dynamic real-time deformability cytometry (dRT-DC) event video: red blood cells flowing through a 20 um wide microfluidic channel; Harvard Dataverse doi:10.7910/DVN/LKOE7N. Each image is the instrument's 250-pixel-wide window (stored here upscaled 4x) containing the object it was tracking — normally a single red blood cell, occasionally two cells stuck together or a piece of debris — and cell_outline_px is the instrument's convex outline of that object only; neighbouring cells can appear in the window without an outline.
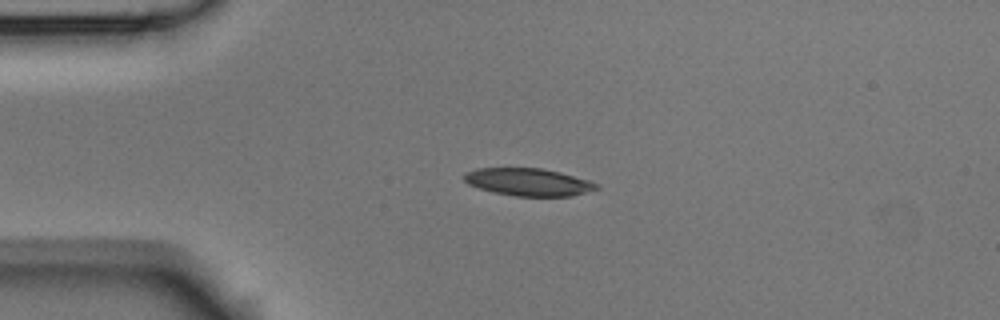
{"species": "Egyptian fruit bat (a non-hibernating species)", "species_latin": "Rousettus aegyptiacus", "temperature_condition": "room temperature", "stored_images_in_passage": 7, "camera_frame_rate_fps": 3000, "um_per_image_px": 0.085, "animal": {"sex": "male"}, "frame": {"image": 1, "passage_image": 4, "time_ms": 1.0, "image_size_px": [1000, 320], "cell_outline_px": [[600, 188], [572, 196], [516, 196], [492, 192], [468, 184], [464, 180], [464, 172], [476, 168], [540, 168], [560, 172], [588, 180], [596, 184]], "centroid_in_image_um": [44.88, 15.47], "position_along_channel_um": 40.1, "area_um2": 21.15}}
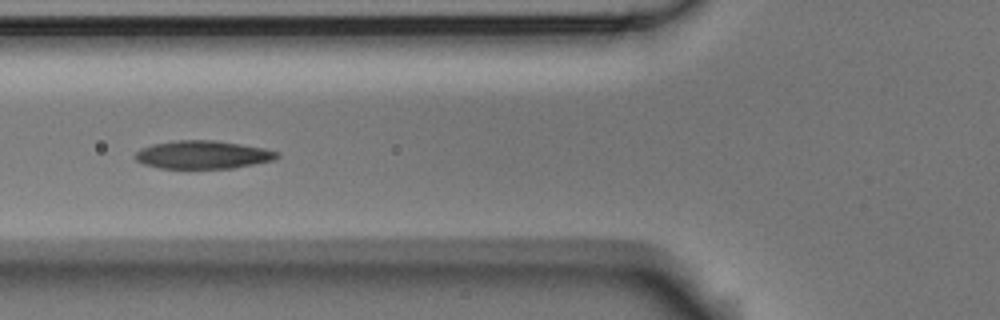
{"frame": {"image": 2, "passage_image": 6, "time_ms": 1.667, "image_size_px": [1000, 320], "cell_outline_px": [[280, 156], [272, 160], [232, 168], [160, 168], [144, 164], [136, 160], [132, 156], [140, 148], [152, 144], [176, 140], [216, 140], [264, 148], [280, 152]], "centroid_in_image_um": [17.21, 13.14], "position_along_channel_um": 108.6, "area_um2": 23.24}}
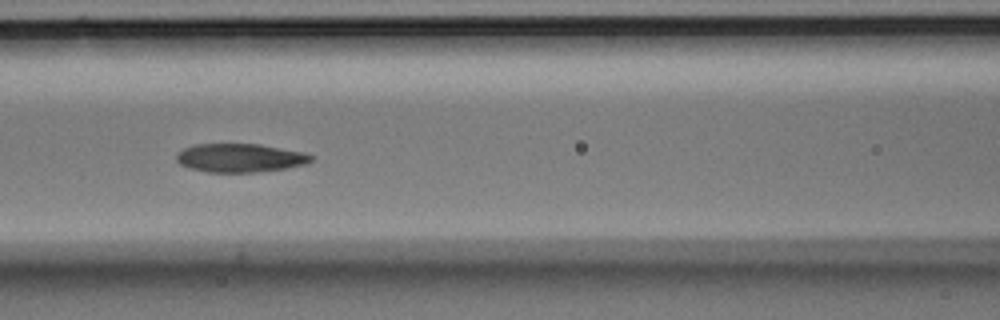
{"frame": {"image": 3, "passage_image": 7, "time_ms": 2.0, "image_size_px": [1000, 320], "cell_outline_px": [[312, 160], [308, 164], [284, 168], [256, 172], [208, 172], [192, 168], [180, 164], [176, 160], [176, 152], [192, 144], [260, 144], [304, 152], [312, 156]], "centroid_in_image_um": [20.39, 13.41], "position_along_channel_um": 146.2, "area_um2": 22.43}}